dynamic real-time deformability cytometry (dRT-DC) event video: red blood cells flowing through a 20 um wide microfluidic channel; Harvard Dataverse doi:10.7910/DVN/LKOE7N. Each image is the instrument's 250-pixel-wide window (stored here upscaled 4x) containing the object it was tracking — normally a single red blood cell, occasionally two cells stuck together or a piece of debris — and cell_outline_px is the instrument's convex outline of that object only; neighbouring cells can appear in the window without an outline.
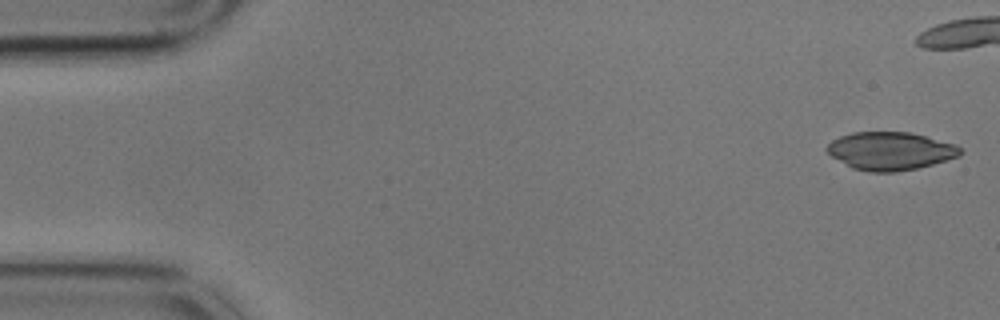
{"species": "common noctule bat (a hibernating species)", "species_latin": "Nyctalus noctula", "temperature_condition": "cold", "stored_images_in_passage": 6, "camera_frame_rate_fps": 3000, "um_per_image_px": 0.085, "animal": {"sex": "male", "body_mass_g": 17.9}, "frame": {"image": 1, "passage_image": 1, "time_ms": 0.0, "image_size_px": [1000, 320], "cell_outline_px": [[960, 156], [932, 164], [916, 168], [896, 172], [868, 172], [852, 168], [832, 156], [824, 148], [832, 140], [840, 136], [852, 132], [908, 132], [956, 144], [960, 148]], "centroid_in_image_um": [75.65, 12.83], "position_along_channel_um": 9.4, "area_um2": 29.36}}